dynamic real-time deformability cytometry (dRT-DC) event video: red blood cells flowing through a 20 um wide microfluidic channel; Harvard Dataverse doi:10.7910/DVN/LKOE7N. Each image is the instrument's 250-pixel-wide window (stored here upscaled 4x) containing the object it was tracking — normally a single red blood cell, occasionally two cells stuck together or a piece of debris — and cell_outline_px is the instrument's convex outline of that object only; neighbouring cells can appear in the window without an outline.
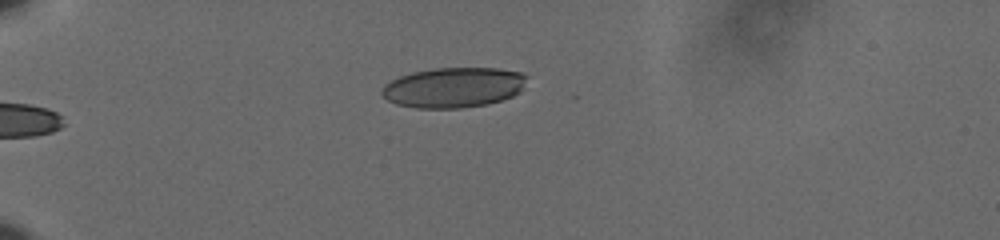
{"species": "human", "species_latin": "Homo sapiens", "temperature_condition": "cold", "stored_images_in_passage": 36, "camera_frame_rate_fps": 3000, "um_per_image_px": 0.085, "donor": {"sex": "male"}, "frame": {"image": 1, "passage_image": 1, "time_ms": 0.0, "image_size_px": [1000, 240], "cell_outline_px": [[528, 76], [520, 92], [512, 96], [488, 104], [460, 108], [416, 108], [396, 104], [388, 100], [380, 92], [384, 84], [400, 76], [412, 72], [436, 68], [496, 68], [520, 72]], "centroid_in_image_um": [38.55, 7.43], "position_along_channel_um": 46.5, "area_um2": 33.93}}
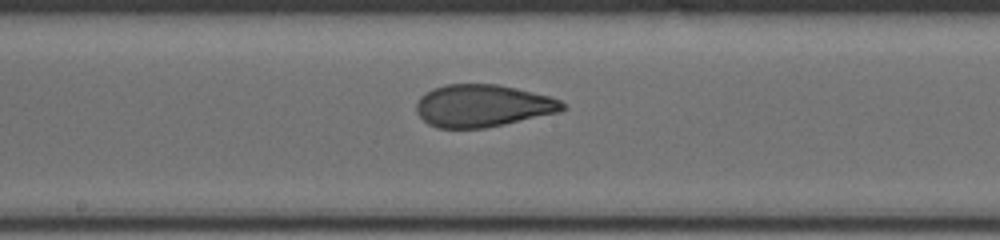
{"frame": {"image": 2, "passage_image": 18, "time_ms": 5.667, "image_size_px": [1000, 240], "cell_outline_px": [[568, 108], [560, 112], [504, 124], [484, 128], [436, 128], [428, 124], [416, 112], [416, 104], [420, 96], [424, 92], [432, 88], [444, 84], [496, 84], [548, 96], [560, 100]], "centroid_in_image_um": [40.99, 8.99], "position_along_channel_um": 207.2, "area_um2": 36.07}}
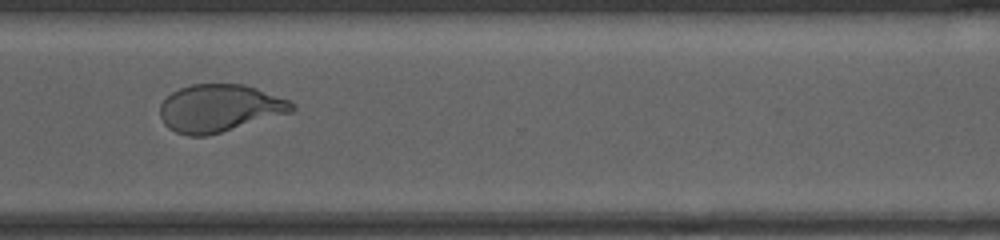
{"frame": {"image": 3, "passage_image": 30, "time_ms": 9.667, "image_size_px": [1000, 240], "cell_outline_px": [[296, 108], [292, 112], [208, 136], [188, 136], [176, 132], [168, 128], [164, 124], [160, 116], [160, 104], [172, 92], [180, 88], [192, 84], [244, 84], [256, 88], [288, 100], [296, 104]], "centroid_in_image_um": [18.65, 9.2], "position_along_channel_um": 351.9, "area_um2": 36.53}, "authors_computed_cell_mechanics": {"area_um2": 36.2406, "velocity_mm_per_s": 3.6337, "shape_relaxation_time_tau1_ms": 4.7206, "shape_relaxation_time_tau2_ms": 1.2908, "deformation_change_tau1": 0.1745, "deformation_change_tau2": 0.0799}}